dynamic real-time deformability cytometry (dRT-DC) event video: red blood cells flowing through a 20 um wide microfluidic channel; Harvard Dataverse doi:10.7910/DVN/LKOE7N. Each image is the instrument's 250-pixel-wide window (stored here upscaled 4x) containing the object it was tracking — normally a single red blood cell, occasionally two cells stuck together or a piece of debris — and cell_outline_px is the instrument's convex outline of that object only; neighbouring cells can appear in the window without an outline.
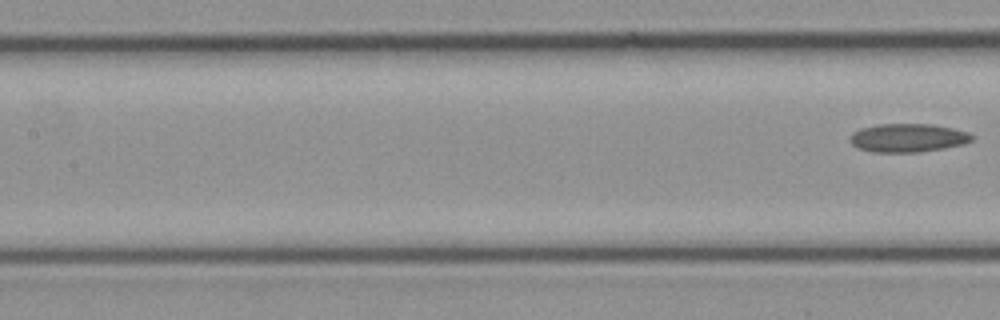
{"species": "common noctule bat (a hibernating species)", "species_latin": "Nyctalus noctula", "temperature_condition": "cold", "stored_images_in_passage": 5, "segment_of_instrument_passage": [2, 2], "camera_frame_rate_fps": 3000, "um_per_image_px": 0.085, "animal": {"sex": "female", "body_mass_g": 21.9}, "frame": {"image": 1, "passage_image": 5, "time_ms": 1.333, "image_size_px": [1000, 320], "cell_outline_px": [[972, 140], [964, 144], [944, 148], [920, 152], [872, 152], [856, 148], [848, 140], [852, 132], [860, 128], [880, 124], [932, 124], [952, 128], [968, 132], [972, 136]], "centroid_in_image_um": [77.12, 11.72], "position_along_channel_um": 130.3, "area_um2": 20.35}}